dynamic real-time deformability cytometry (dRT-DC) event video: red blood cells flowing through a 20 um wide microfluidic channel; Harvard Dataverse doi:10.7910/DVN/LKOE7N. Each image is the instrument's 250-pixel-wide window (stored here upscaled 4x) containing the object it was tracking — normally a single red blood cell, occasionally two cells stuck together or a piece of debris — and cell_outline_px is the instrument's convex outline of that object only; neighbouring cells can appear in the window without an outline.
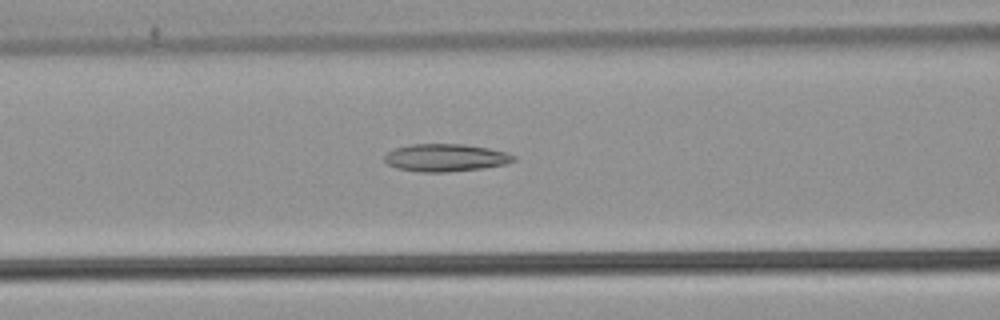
{"species": "common noctule bat (a hibernating species)", "species_latin": "Nyctalus noctula", "temperature_condition": "warm", "stored_images_in_passage": 41, "camera_frame_rate_fps": 3000, "um_per_image_px": 0.085, "animal": {"sex": "male", "body_mass_g": 21.5, "forearm_length_mm": 52.0}, "frame": {"image": 1, "passage_image": 11, "time_ms": 3.333, "image_size_px": [1000, 320], "cell_outline_px": [[516, 160], [504, 164], [480, 168], [448, 172], [420, 172], [396, 168], [388, 164], [384, 160], [384, 156], [388, 152], [396, 148], [412, 144], [464, 144], [488, 148], [504, 152], [516, 156]], "centroid_in_image_um": [37.85, 13.4], "position_along_channel_um": 128.8, "area_um2": 20.58}}
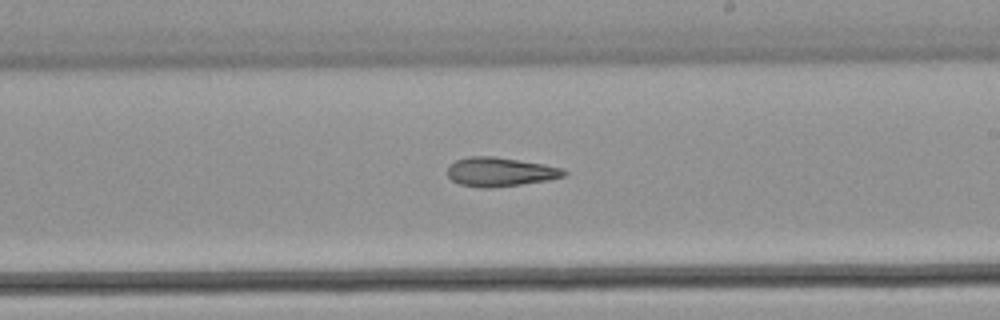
{"frame": {"image": 2, "passage_image": 20, "time_ms": 6.333, "image_size_px": [1000, 320], "cell_outline_px": [[568, 172], [564, 176], [548, 180], [492, 188], [480, 188], [460, 184], [452, 180], [448, 176], [448, 168], [456, 160], [468, 156], [492, 156], [544, 164], [560, 168]], "centroid_in_image_um": [42.49, 14.61], "position_along_channel_um": 246.5, "area_um2": 19.54}}
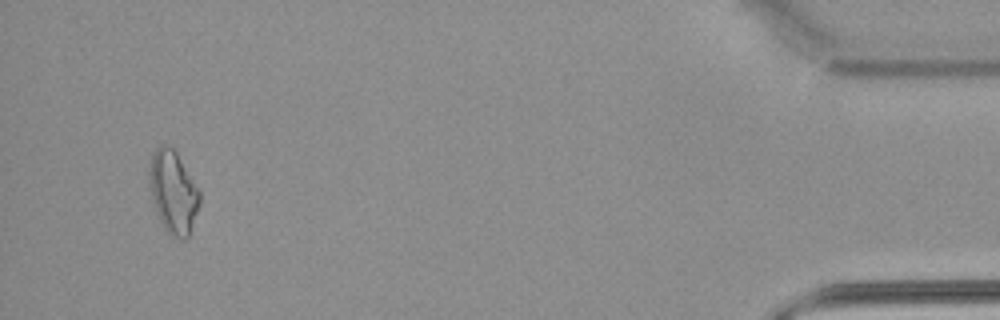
{"frame": {"image": 3, "passage_image": 39, "time_ms": 12.667, "image_size_px": [1000, 320], "cell_outline_px": [[200, 204], [188, 236], [184, 240], [172, 236], [164, 228], [160, 220], [152, 200], [148, 180], [148, 168], [152, 156], [156, 148], [160, 144], [164, 144], [172, 148], [176, 152], [200, 192]], "centroid_in_image_um": [14.7, 16.32], "position_along_channel_um": 420.5, "area_um2": 24.04}, "authors_computed_cell_mechanics": {"area_um2": 19.8832, "velocity_mm_per_s": 3.9358, "shape_relaxation_time_tau1_ms": null, "shape_relaxation_time_tau2_ms": 9.5039, "deformation_change_tau1": null, "deformation_change_tau2": 0.2306}}